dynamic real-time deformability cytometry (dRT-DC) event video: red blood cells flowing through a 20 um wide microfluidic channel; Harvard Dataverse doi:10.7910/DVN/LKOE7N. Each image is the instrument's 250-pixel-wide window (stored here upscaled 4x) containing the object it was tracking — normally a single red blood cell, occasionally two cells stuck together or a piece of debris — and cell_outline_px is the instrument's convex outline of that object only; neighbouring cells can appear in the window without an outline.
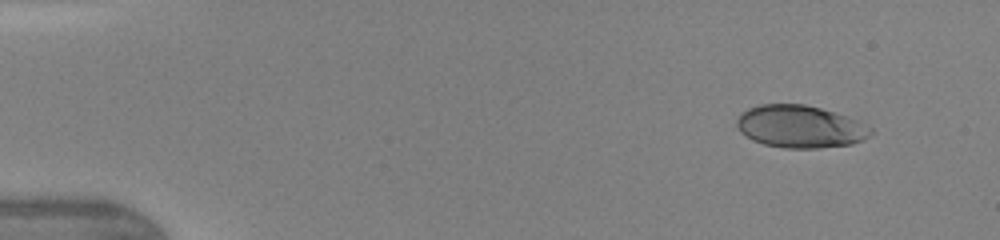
{"species": "human", "species_latin": "Homo sapiens", "temperature_condition": "warm", "stored_images_in_passage": 43, "camera_frame_rate_fps": 3000, "um_per_image_px": 0.085, "donor": {"sex": "female"}, "frame": {"image": 1, "passage_image": 1, "time_ms": 0.0, "image_size_px": [1000, 240], "cell_outline_px": [[872, 132], [864, 140], [852, 144], [816, 148], [784, 148], [764, 144], [752, 140], [740, 132], [736, 124], [736, 120], [748, 108], [760, 104], [804, 104], [820, 108], [856, 120], [872, 128]], "centroid_in_image_um": [67.99, 10.77], "position_along_channel_um": 17.0, "area_um2": 32.89}}
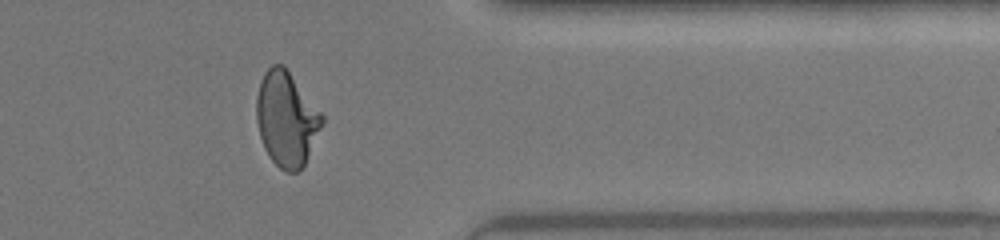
{"frame": {"image": 2, "passage_image": 35, "time_ms": 11.333, "image_size_px": [1000, 240], "cell_outline_px": [[324, 124], [304, 164], [296, 172], [288, 172], [280, 168], [268, 156], [264, 148], [260, 136], [256, 120], [256, 96], [260, 80], [264, 72], [272, 64], [284, 64], [324, 116]], "centroid_in_image_um": [24.34, 10.08], "position_along_channel_um": 387.1, "area_um2": 36.3}}
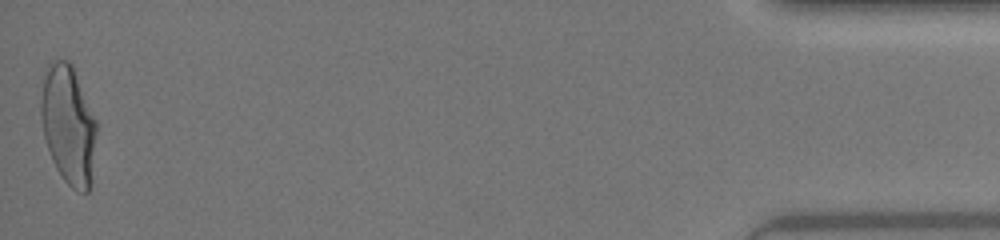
{"frame": {"image": 3, "passage_image": 43, "time_ms": 14.0, "image_size_px": [1000, 240], "cell_outline_px": [[96, 132], [88, 192], [76, 192], [64, 180], [56, 168], [52, 160], [44, 136], [40, 120], [40, 100], [44, 68], [48, 64], [56, 60], [68, 60], [72, 64], [96, 120]], "centroid_in_image_um": [5.76, 10.55], "position_along_channel_um": 429.4, "area_um2": 38.32}, "authors_computed_cell_mechanics": {"area_um2": 35.547, "velocity_mm_per_s": 4.3653, "shape_relaxation_time_tau1_ms": 7.6132, "shape_relaxation_time_tau2_ms": null, "deformation_change_tau1": 0.2623, "deformation_change_tau2": null}}